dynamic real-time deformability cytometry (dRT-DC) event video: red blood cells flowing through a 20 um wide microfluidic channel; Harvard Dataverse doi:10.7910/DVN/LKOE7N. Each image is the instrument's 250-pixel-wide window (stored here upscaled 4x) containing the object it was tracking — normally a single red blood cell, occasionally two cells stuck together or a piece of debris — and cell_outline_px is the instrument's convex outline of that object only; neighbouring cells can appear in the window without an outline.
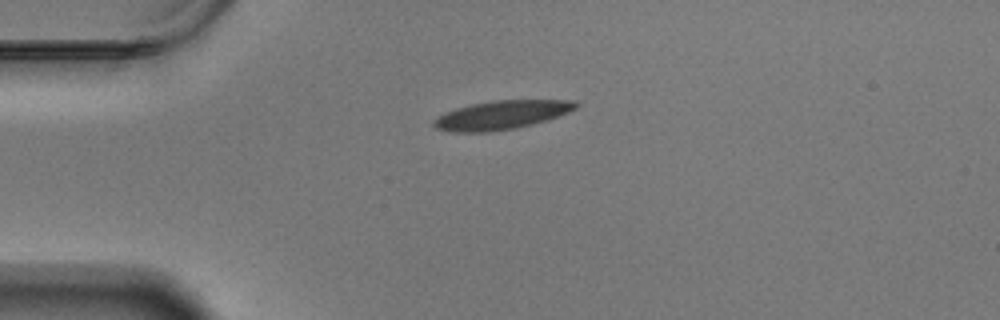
{"species": "Egyptian fruit bat (a non-hibernating species)", "species_latin": "Rousettus aegyptiacus", "temperature_condition": "warm", "stored_images_in_passage": 45, "camera_frame_rate_fps": 3000, "um_per_image_px": 0.085, "animal": {"sex": "male"}, "frame": {"image": 1, "passage_image": 1, "time_ms": 0.0, "image_size_px": [1000, 320], "cell_outline_px": [[580, 104], [576, 108], [568, 112], [548, 120], [516, 128], [488, 132], [452, 132], [436, 128], [432, 124], [432, 120], [444, 112], [456, 108], [472, 104], [492, 100], [576, 100]], "centroid_in_image_um": [42.62, 9.77], "position_along_channel_um": 42.4, "area_um2": 23.93}}
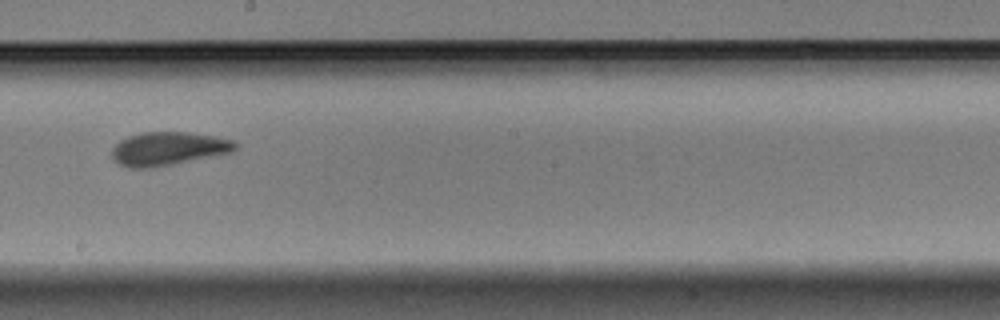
{"frame": {"image": 2, "passage_image": 20, "time_ms": 6.333, "image_size_px": [1000, 320], "cell_outline_px": [[236, 148], [232, 152], [152, 168], [128, 168], [120, 164], [112, 156], [112, 148], [120, 140], [128, 136], [140, 132], [184, 132], [216, 136], [232, 140], [236, 144]], "centroid_in_image_um": [14.27, 12.63], "position_along_channel_um": 233.9, "area_um2": 23.87}}
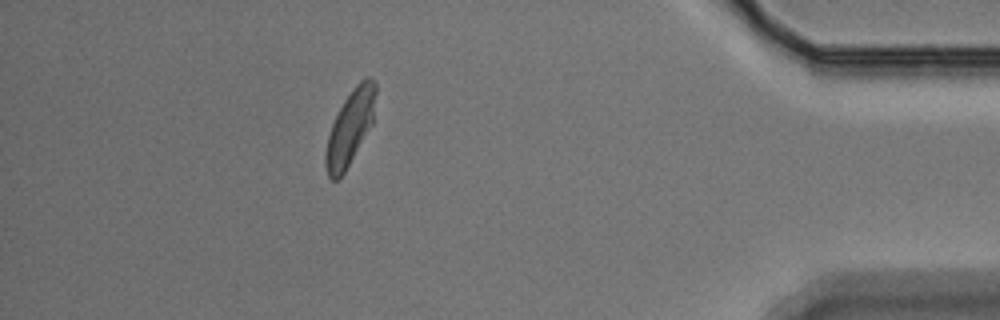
{"frame": {"image": 3, "passage_image": 39, "time_ms": 12.667, "image_size_px": [1000, 320], "cell_outline_px": [[376, 92], [372, 124], [344, 172], [336, 180], [332, 180], [328, 176], [324, 164], [324, 156], [328, 136], [332, 124], [344, 100], [352, 88], [364, 76], [368, 76], [376, 80]], "centroid_in_image_um": [29.76, 10.8], "position_along_channel_um": 405.4, "area_um2": 21.56}, "authors_computed_cell_mechanics": {"area_um2": 23.0622, "velocity_mm_per_s": 3.4179, "shape_relaxation_time_tau1_ms": 6.0652, "shape_relaxation_time_tau2_ms": 1.4677, "deformation_change_tau1": 0.2039, "deformation_change_tau2": 0.0904}}